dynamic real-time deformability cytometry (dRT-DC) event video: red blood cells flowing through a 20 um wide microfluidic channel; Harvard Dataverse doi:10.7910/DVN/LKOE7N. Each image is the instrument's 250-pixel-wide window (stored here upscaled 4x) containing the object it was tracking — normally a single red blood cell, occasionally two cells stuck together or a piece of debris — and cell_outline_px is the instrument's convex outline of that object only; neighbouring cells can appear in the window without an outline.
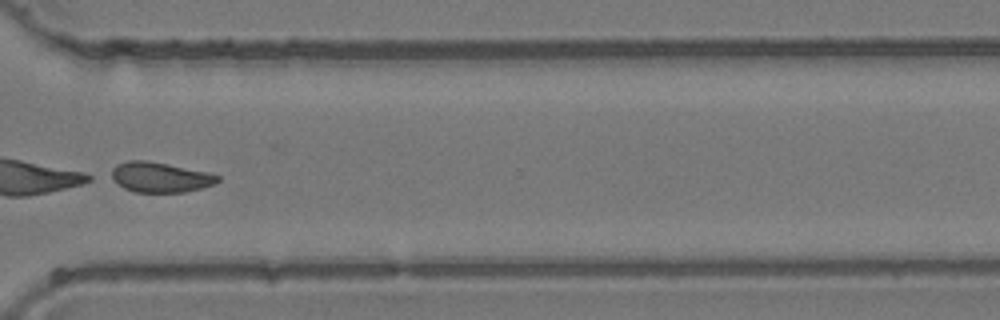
{"species": "common noctule bat (a hibernating species)", "species_latin": "Nyctalus noctula", "temperature_condition": "room temperature", "stored_images_in_passage": 36, "camera_frame_rate_fps": 3000, "um_per_image_px": 0.085, "animal": {"sex": "female", "body_mass_g": 24.6, "forearm_length_mm": 56.2}, "frame": {"image": 1, "passage_image": 31, "time_ms": 10.0, "image_size_px": [1000, 320], "cell_outline_px": [[220, 180], [212, 184], [200, 188], [184, 192], [136, 192], [124, 188], [108, 176], [112, 168], [116, 164], [128, 160], [148, 160], [208, 172], [220, 176]], "centroid_in_image_um": [13.56, 15.05], "position_along_channel_um": 357.0, "area_um2": 18.73}}